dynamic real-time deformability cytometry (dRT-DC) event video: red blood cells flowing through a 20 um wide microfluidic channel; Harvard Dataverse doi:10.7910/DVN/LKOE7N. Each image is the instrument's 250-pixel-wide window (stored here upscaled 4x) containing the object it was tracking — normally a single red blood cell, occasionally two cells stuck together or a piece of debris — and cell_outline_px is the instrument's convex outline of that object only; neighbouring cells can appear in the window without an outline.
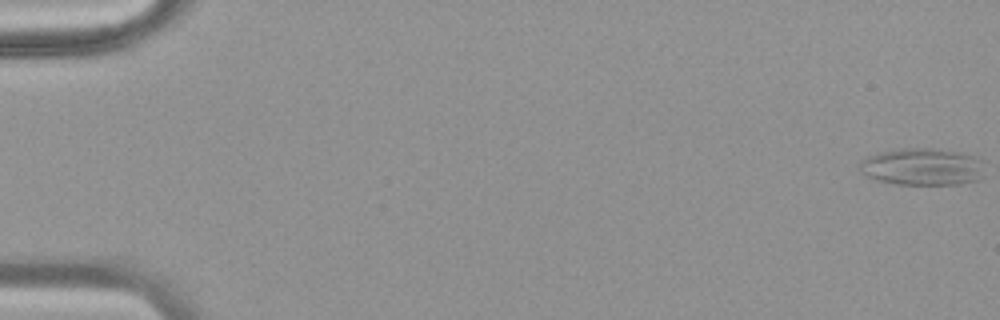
{"species": "common noctule bat (a hibernating species)", "species_latin": "Nyctalus noctula", "temperature_condition": "warm", "stored_images_in_passage": 53, "camera_frame_rate_fps": 3000, "um_per_image_px": 0.085, "animal": {"sex": "female", "body_mass_g": 18.4}, "frame": {"image": 1, "passage_image": 1, "time_ms": 0.0, "image_size_px": [1000, 320], "cell_outline_px": [[984, 176], [976, 180], [960, 184], [896, 184], [876, 180], [868, 176], [860, 168], [860, 164], [868, 156], [884, 152], [916, 148], [924, 148], [960, 152], [968, 156]], "centroid_in_image_um": [78.3, 14.21], "position_along_channel_um": 6.7, "area_um2": 25.55}}
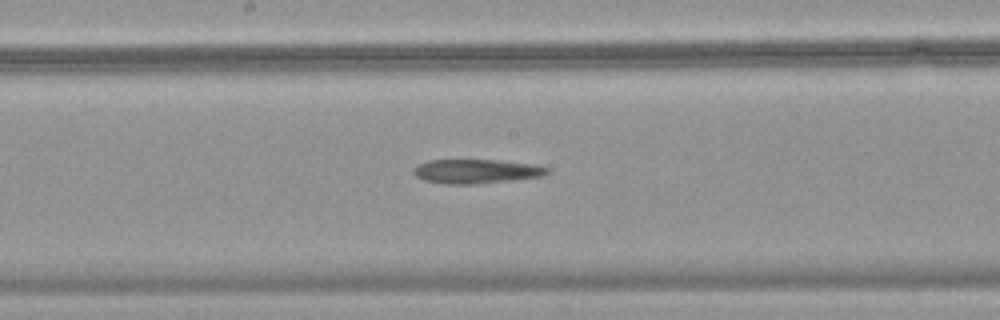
{"frame": {"image": 2, "passage_image": 29, "time_ms": 9.333, "image_size_px": [1000, 320], "cell_outline_px": [[548, 172], [544, 176], [512, 180], [476, 184], [448, 184], [424, 180], [416, 176], [412, 172], [412, 168], [428, 160], [496, 160], [532, 164], [548, 168]], "centroid_in_image_um": [40.46, 14.56], "position_along_channel_um": 207.7, "area_um2": 18.73}}
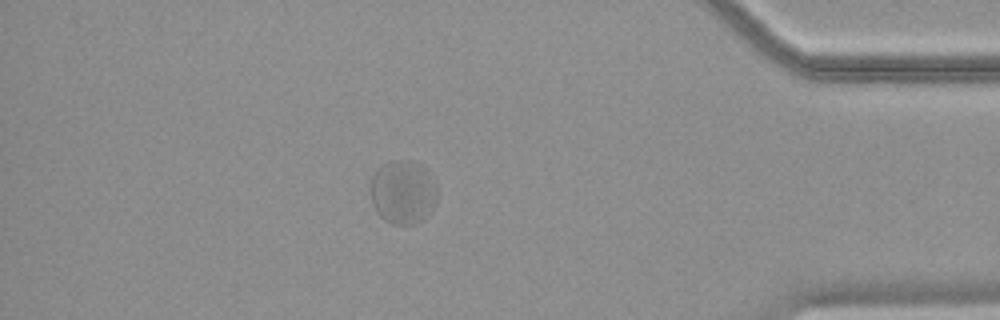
{"frame": {"image": 3, "passage_image": 46, "time_ms": 15.0, "image_size_px": [1000, 320], "cell_outline_px": [[436, 204], [416, 224], [392, 224], [384, 220], [376, 212], [372, 204], [372, 176], [376, 168], [388, 160], [400, 160], [428, 168], [436, 188]], "centroid_in_image_um": [34.23, 16.33], "position_along_channel_um": 401.0, "area_um2": 24.57}}